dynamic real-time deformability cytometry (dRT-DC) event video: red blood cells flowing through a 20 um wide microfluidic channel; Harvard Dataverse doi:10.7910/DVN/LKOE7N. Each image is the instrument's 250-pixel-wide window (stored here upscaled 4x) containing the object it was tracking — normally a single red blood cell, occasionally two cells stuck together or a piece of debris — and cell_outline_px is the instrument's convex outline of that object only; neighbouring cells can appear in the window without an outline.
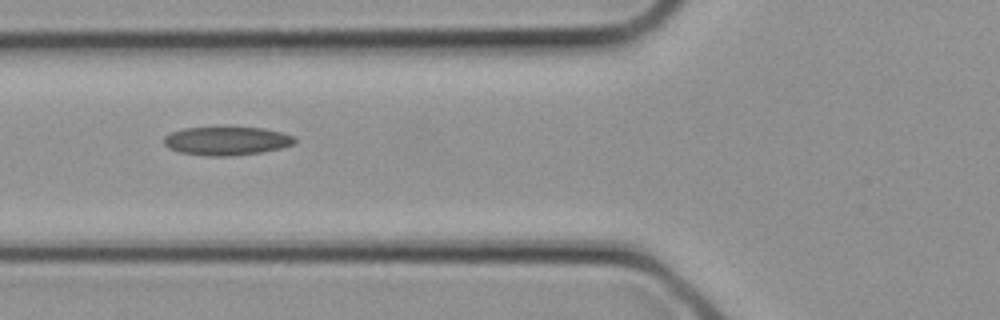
{"species": "common noctule bat (a hibernating species)", "species_latin": "Nyctalus noctula", "temperature_condition": "cold", "stored_images_in_passage": 3, "camera_frame_rate_fps": 3000, "um_per_image_px": 0.085, "animal": {"sex": "female", "body_mass_g": 21.9}, "frame": {"image": 1, "passage_image": 3, "time_ms": 0.667, "image_size_px": [1000, 320], "cell_outline_px": [[296, 144], [284, 148], [260, 152], [232, 156], [208, 156], [180, 152], [168, 148], [164, 144], [164, 136], [172, 132], [184, 128], [264, 128], [284, 132], [296, 136]], "centroid_in_image_um": [19.33, 11.98], "position_along_channel_um": 106.5, "area_um2": 21.85}}